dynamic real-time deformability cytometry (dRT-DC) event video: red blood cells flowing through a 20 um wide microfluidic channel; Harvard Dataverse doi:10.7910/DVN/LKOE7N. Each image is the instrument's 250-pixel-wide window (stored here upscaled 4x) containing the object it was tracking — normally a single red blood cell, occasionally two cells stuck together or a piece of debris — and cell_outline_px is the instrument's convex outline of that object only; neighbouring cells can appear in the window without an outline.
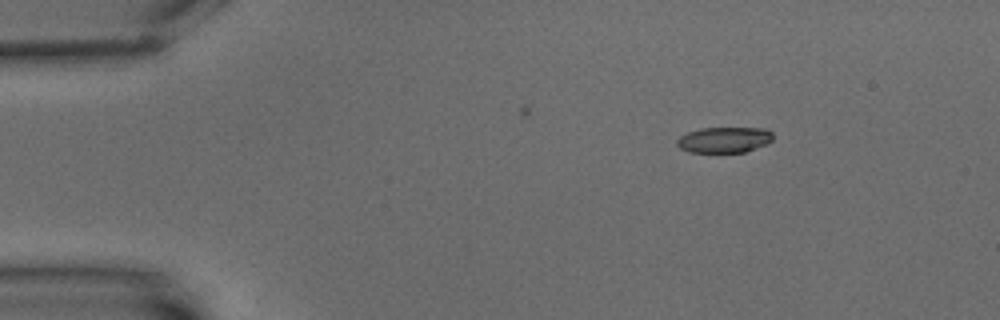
{"species": "common noctule bat (a hibernating species)", "species_latin": "Nyctalus noctula", "temperature_condition": "warm", "stored_images_in_passage": 4, "camera_frame_rate_fps": 3000, "um_per_image_px": 0.085, "animal": {"sex": "male", "body_mass_g": 15.6}, "frame": {"image": 1, "passage_image": 1, "time_ms": 0.0, "image_size_px": [1000, 320], "cell_outline_px": [[772, 140], [768, 144], [744, 152], [688, 152], [680, 148], [676, 144], [676, 140], [680, 136], [688, 132], [700, 128], [764, 128], [772, 132]], "centroid_in_image_um": [61.55, 11.88], "position_along_channel_um": 23.4, "area_um2": 14.45}}
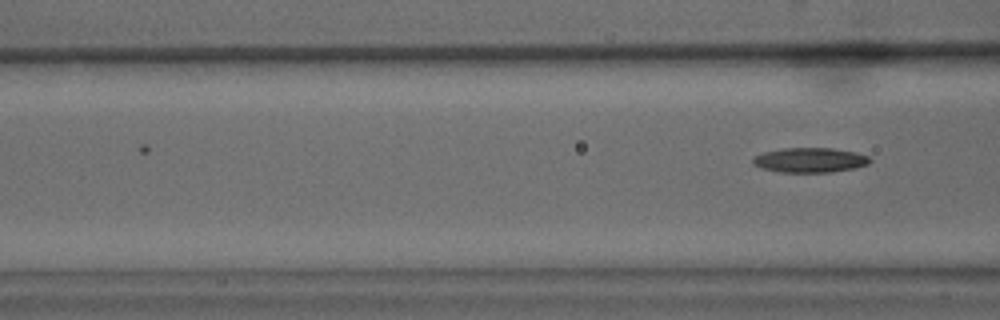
{"frame": {"image": 2, "passage_image": 4, "time_ms": 4.667, "image_size_px": [1000, 320], "cell_outline_px": [[872, 160], [868, 164], [852, 168], [832, 172], [780, 172], [760, 168], [752, 164], [752, 156], [764, 152], [784, 148], [832, 148], [856, 152], [868, 156]], "centroid_in_image_um": [68.8, 13.6], "position_along_channel_um": 97.8, "area_um2": 16.94}}